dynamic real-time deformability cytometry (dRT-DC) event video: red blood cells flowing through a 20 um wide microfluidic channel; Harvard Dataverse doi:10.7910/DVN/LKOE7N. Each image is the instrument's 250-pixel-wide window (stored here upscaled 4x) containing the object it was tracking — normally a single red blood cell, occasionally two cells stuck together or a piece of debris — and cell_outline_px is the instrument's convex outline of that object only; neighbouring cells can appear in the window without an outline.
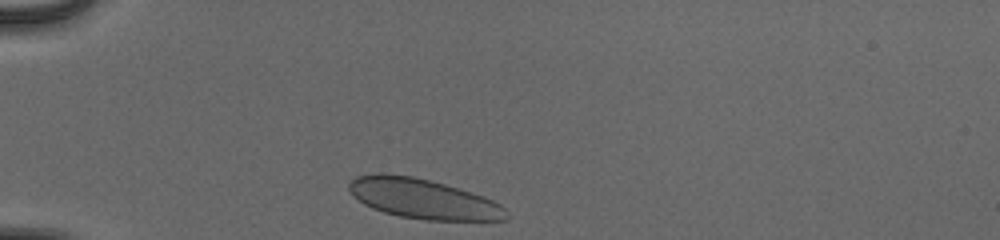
{"species": "human", "species_latin": "Homo sapiens", "temperature_condition": "cold", "stored_images_in_passage": 31, "camera_frame_rate_fps": 3000, "um_per_image_px": 0.085, "donor": {"sex": "male"}, "frame": {"image": 1, "passage_image": 1, "time_ms": 0.0, "image_size_px": [1000, 240], "cell_outline_px": [[508, 216], [504, 220], [428, 220], [400, 216], [384, 212], [372, 208], [364, 204], [352, 196], [348, 188], [348, 184], [356, 176], [380, 172], [412, 176], [444, 184], [484, 196], [500, 204], [508, 212]], "centroid_in_image_um": [35.93, 16.89], "position_along_channel_um": 49.1, "area_um2": 36.47}}
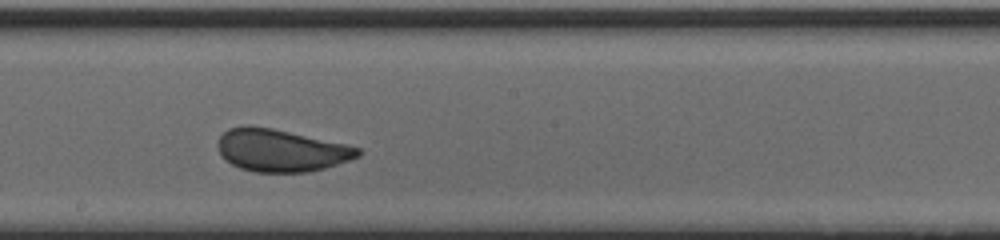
{"frame": {"image": 2, "passage_image": 17, "time_ms": 5.333, "image_size_px": [1000, 240], "cell_outline_px": [[364, 152], [360, 156], [324, 168], [308, 172], [256, 172], [240, 168], [232, 164], [220, 156], [216, 144], [220, 136], [228, 128], [244, 124], [248, 124], [272, 128], [348, 144], [360, 148]], "centroid_in_image_um": [23.86, 12.76], "position_along_channel_um": 224.3, "area_um2": 34.97}}
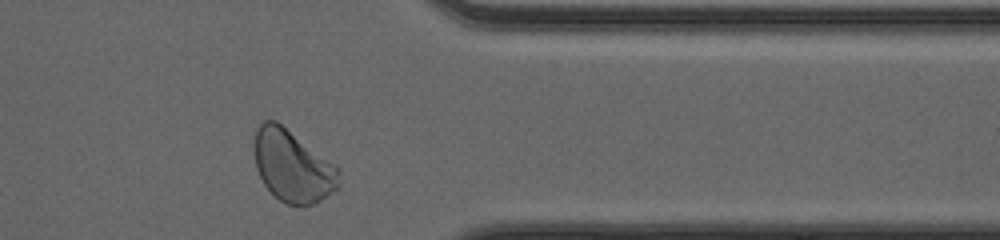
{"frame": {"image": 3, "passage_image": 30, "time_ms": 9.667, "image_size_px": [1000, 240], "cell_outline_px": [[340, 172], [336, 188], [320, 200], [304, 208], [288, 204], [280, 200], [264, 184], [256, 168], [252, 152], [252, 144], [256, 128], [260, 120], [276, 120], [336, 164], [340, 168]], "centroid_in_image_um": [24.83, 14.08], "position_along_channel_um": 386.6, "area_um2": 35.95}, "authors_computed_cell_mechanics": {"area_um2": 35.0268, "velocity_mm_per_s": 3.8747, "shape_relaxation_time_tau1_ms": 5.9288, "shape_relaxation_time_tau2_ms": null, "deformation_change_tau1": 0.1239, "deformation_change_tau2": null}}